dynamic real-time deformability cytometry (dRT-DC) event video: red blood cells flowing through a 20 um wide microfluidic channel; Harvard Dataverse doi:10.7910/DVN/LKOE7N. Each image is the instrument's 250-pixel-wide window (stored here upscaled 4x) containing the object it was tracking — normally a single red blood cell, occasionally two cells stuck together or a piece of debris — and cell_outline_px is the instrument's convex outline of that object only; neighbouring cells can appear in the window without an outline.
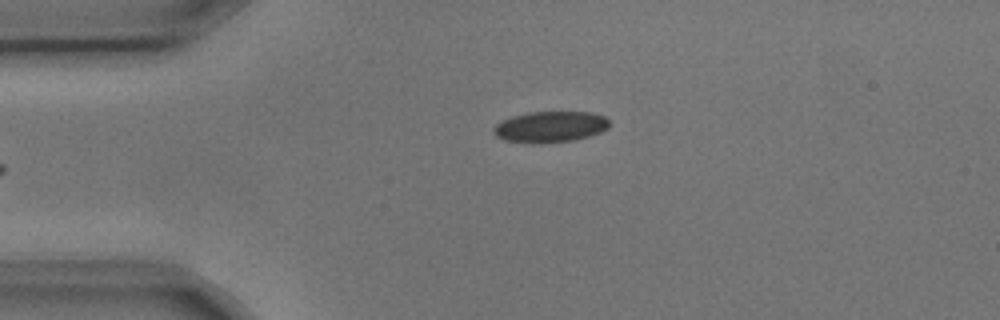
{"species": "common noctule bat (a hibernating species)", "species_latin": "Nyctalus noctula", "temperature_condition": "cold", "stored_images_in_passage": 5, "camera_frame_rate_fps": 3000, "um_per_image_px": 0.085, "animal": {"sex": "male", "body_mass_g": 17.9, "forearm_length_mm": 54.2}, "frame": {"image": 1, "passage_image": 5, "time_ms": 1.333, "image_size_px": [1000, 320], "cell_outline_px": [[608, 128], [600, 132], [588, 136], [572, 140], [540, 144], [504, 140], [496, 136], [492, 132], [492, 128], [496, 124], [512, 116], [528, 112], [588, 112], [604, 116], [608, 120]], "centroid_in_image_um": [46.73, 10.78], "position_along_channel_um": 38.3, "area_um2": 20.87}}